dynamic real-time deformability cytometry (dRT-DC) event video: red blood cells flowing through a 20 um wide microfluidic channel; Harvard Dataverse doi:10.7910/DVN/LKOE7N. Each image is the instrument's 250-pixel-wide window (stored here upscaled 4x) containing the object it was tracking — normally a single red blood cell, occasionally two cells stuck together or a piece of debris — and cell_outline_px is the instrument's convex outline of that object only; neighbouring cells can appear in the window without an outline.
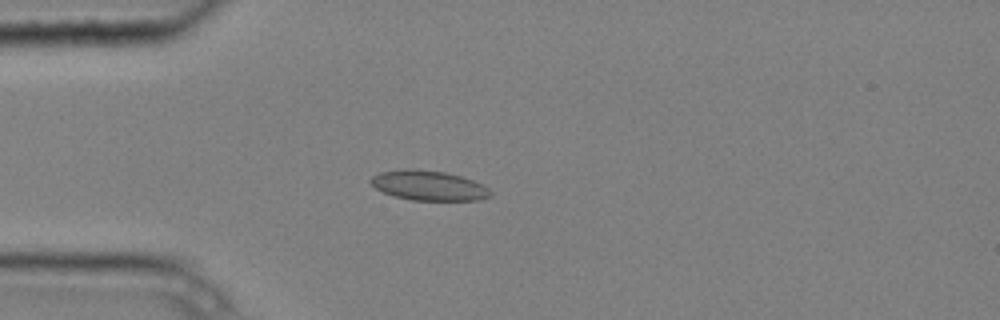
{"species": "common noctule bat (a hibernating species)", "species_latin": "Nyctalus noctula", "temperature_condition": "cold", "stored_images_in_passage": 5, "camera_frame_rate_fps": 3000, "um_per_image_px": 0.085, "animal": {"sex": "male", "body_mass_g": 20.4}, "frame": {"image": 1, "passage_image": 5, "time_ms": 1.333, "image_size_px": [1000, 320], "cell_outline_px": [[492, 196], [480, 200], [412, 200], [392, 196], [376, 188], [368, 180], [372, 176], [380, 172], [404, 168], [416, 168], [444, 172], [460, 176], [472, 180], [488, 188], [492, 192]], "centroid_in_image_um": [36.41, 15.76], "position_along_channel_um": 48.6, "area_um2": 20.92}}